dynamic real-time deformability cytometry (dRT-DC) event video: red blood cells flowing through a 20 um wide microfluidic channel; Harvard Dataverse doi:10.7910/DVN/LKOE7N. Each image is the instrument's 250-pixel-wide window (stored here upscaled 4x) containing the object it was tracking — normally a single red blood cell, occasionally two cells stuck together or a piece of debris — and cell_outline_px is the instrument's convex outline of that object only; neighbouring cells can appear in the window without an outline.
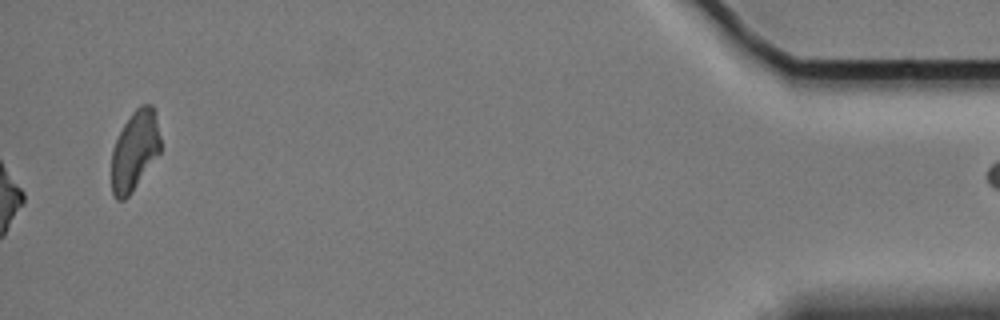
{"species": "Egyptian fruit bat (a non-hibernating species)", "species_latin": "Rousettus aegyptiacus", "temperature_condition": "cold", "stored_images_in_passage": 45, "camera_frame_rate_fps": 3000, "um_per_image_px": 0.085, "animal": {"sex": "female"}, "frame": {"image": 1, "passage_image": 45, "time_ms": 14.667, "image_size_px": [1000, 320], "cell_outline_px": [[160, 152], [132, 192], [124, 200], [116, 200], [112, 192], [112, 148], [124, 124], [132, 112], [140, 104], [152, 104], [156, 108], [160, 136]], "centroid_in_image_um": [11.47, 12.76], "position_along_channel_um": 423.7, "area_um2": 22.89}, "authors_computed_cell_mechanics": {"area_um2": 18.785, "velocity_mm_per_s": 3.416, "shape_relaxation_time_tau1_ms": 6.7015, "shape_relaxation_time_tau2_ms": null, "deformation_change_tau1": 0.149, "deformation_change_tau2": null}}